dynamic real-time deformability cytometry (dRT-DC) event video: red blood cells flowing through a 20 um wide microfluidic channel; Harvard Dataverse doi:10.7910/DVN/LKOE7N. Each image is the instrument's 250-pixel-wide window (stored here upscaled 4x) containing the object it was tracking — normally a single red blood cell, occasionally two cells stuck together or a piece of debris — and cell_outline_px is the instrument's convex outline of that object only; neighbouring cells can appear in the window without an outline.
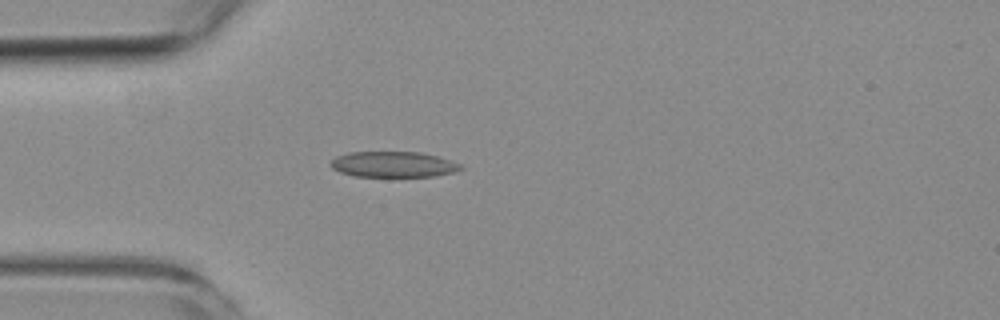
{"species": "common noctule bat (a hibernating species)", "species_latin": "Nyctalus noctula", "temperature_condition": "room temperature", "stored_images_in_passage": 3, "camera_frame_rate_fps": 3000, "um_per_image_px": 0.085, "animal": {"sex": "female", "body_mass_g": 19.3, "forearm_length_mm": 54.1}, "frame": {"image": 1, "passage_image": 3, "time_ms": 2.333, "image_size_px": [1000, 320], "cell_outline_px": [[464, 168], [452, 172], [432, 176], [352, 176], [340, 172], [332, 168], [328, 164], [336, 156], [348, 152], [420, 152], [452, 160], [460, 164]], "centroid_in_image_um": [33.39, 13.96], "position_along_channel_um": 51.6, "area_um2": 19.42}}